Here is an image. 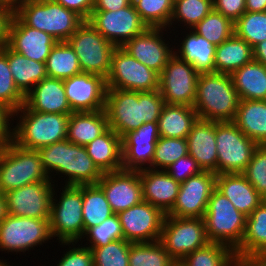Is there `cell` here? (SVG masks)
I'll use <instances>...</instances> for the list:
<instances>
[{"instance_id":"21","label":"cell","mask_w":266,"mask_h":266,"mask_svg":"<svg viewBox=\"0 0 266 266\" xmlns=\"http://www.w3.org/2000/svg\"><path fill=\"white\" fill-rule=\"evenodd\" d=\"M72 112L105 110L106 79L100 75L80 73L63 80Z\"/></svg>"},{"instance_id":"31","label":"cell","mask_w":266,"mask_h":266,"mask_svg":"<svg viewBox=\"0 0 266 266\" xmlns=\"http://www.w3.org/2000/svg\"><path fill=\"white\" fill-rule=\"evenodd\" d=\"M232 122L258 145L266 144V100H239Z\"/></svg>"},{"instance_id":"30","label":"cell","mask_w":266,"mask_h":266,"mask_svg":"<svg viewBox=\"0 0 266 266\" xmlns=\"http://www.w3.org/2000/svg\"><path fill=\"white\" fill-rule=\"evenodd\" d=\"M237 261L266 254V204L262 202L246 218L241 244L234 250Z\"/></svg>"},{"instance_id":"60","label":"cell","mask_w":266,"mask_h":266,"mask_svg":"<svg viewBox=\"0 0 266 266\" xmlns=\"http://www.w3.org/2000/svg\"><path fill=\"white\" fill-rule=\"evenodd\" d=\"M8 215L5 194L0 192V222Z\"/></svg>"},{"instance_id":"26","label":"cell","mask_w":266,"mask_h":266,"mask_svg":"<svg viewBox=\"0 0 266 266\" xmlns=\"http://www.w3.org/2000/svg\"><path fill=\"white\" fill-rule=\"evenodd\" d=\"M186 139L188 154L197 161L202 171L217 174L215 121L198 118Z\"/></svg>"},{"instance_id":"27","label":"cell","mask_w":266,"mask_h":266,"mask_svg":"<svg viewBox=\"0 0 266 266\" xmlns=\"http://www.w3.org/2000/svg\"><path fill=\"white\" fill-rule=\"evenodd\" d=\"M216 189L245 216H249L263 202V197L243 173L217 174Z\"/></svg>"},{"instance_id":"54","label":"cell","mask_w":266,"mask_h":266,"mask_svg":"<svg viewBox=\"0 0 266 266\" xmlns=\"http://www.w3.org/2000/svg\"><path fill=\"white\" fill-rule=\"evenodd\" d=\"M65 8L76 12L84 20H88L92 14L94 0H53Z\"/></svg>"},{"instance_id":"44","label":"cell","mask_w":266,"mask_h":266,"mask_svg":"<svg viewBox=\"0 0 266 266\" xmlns=\"http://www.w3.org/2000/svg\"><path fill=\"white\" fill-rule=\"evenodd\" d=\"M215 46H219L234 34V23L214 9L192 28Z\"/></svg>"},{"instance_id":"62","label":"cell","mask_w":266,"mask_h":266,"mask_svg":"<svg viewBox=\"0 0 266 266\" xmlns=\"http://www.w3.org/2000/svg\"><path fill=\"white\" fill-rule=\"evenodd\" d=\"M8 262H7V260L5 259V260H1L0 259V266H13V265H10V262L7 264Z\"/></svg>"},{"instance_id":"48","label":"cell","mask_w":266,"mask_h":266,"mask_svg":"<svg viewBox=\"0 0 266 266\" xmlns=\"http://www.w3.org/2000/svg\"><path fill=\"white\" fill-rule=\"evenodd\" d=\"M82 239L84 240L81 243L86 240L89 241L85 243V245L89 244L86 247H101L113 241L124 239L118 215L113 214L99 225L89 228Z\"/></svg>"},{"instance_id":"4","label":"cell","mask_w":266,"mask_h":266,"mask_svg":"<svg viewBox=\"0 0 266 266\" xmlns=\"http://www.w3.org/2000/svg\"><path fill=\"white\" fill-rule=\"evenodd\" d=\"M13 13L25 25L46 32L58 42L67 41L85 21L53 0H24L13 7Z\"/></svg>"},{"instance_id":"56","label":"cell","mask_w":266,"mask_h":266,"mask_svg":"<svg viewBox=\"0 0 266 266\" xmlns=\"http://www.w3.org/2000/svg\"><path fill=\"white\" fill-rule=\"evenodd\" d=\"M131 3L132 0H94L93 11H116Z\"/></svg>"},{"instance_id":"37","label":"cell","mask_w":266,"mask_h":266,"mask_svg":"<svg viewBox=\"0 0 266 266\" xmlns=\"http://www.w3.org/2000/svg\"><path fill=\"white\" fill-rule=\"evenodd\" d=\"M84 233L113 215L103 190L96 185H82Z\"/></svg>"},{"instance_id":"59","label":"cell","mask_w":266,"mask_h":266,"mask_svg":"<svg viewBox=\"0 0 266 266\" xmlns=\"http://www.w3.org/2000/svg\"><path fill=\"white\" fill-rule=\"evenodd\" d=\"M247 12H265L266 0H245Z\"/></svg>"},{"instance_id":"17","label":"cell","mask_w":266,"mask_h":266,"mask_svg":"<svg viewBox=\"0 0 266 266\" xmlns=\"http://www.w3.org/2000/svg\"><path fill=\"white\" fill-rule=\"evenodd\" d=\"M117 215L126 241L139 243L160 239L166 215L150 203L142 201Z\"/></svg>"},{"instance_id":"16","label":"cell","mask_w":266,"mask_h":266,"mask_svg":"<svg viewBox=\"0 0 266 266\" xmlns=\"http://www.w3.org/2000/svg\"><path fill=\"white\" fill-rule=\"evenodd\" d=\"M217 174L202 171L180 184L172 210L167 214L179 218H203L207 204L216 189Z\"/></svg>"},{"instance_id":"13","label":"cell","mask_w":266,"mask_h":266,"mask_svg":"<svg viewBox=\"0 0 266 266\" xmlns=\"http://www.w3.org/2000/svg\"><path fill=\"white\" fill-rule=\"evenodd\" d=\"M106 86L107 89L156 91L159 89V74L136 60L122 47H116L112 53Z\"/></svg>"},{"instance_id":"55","label":"cell","mask_w":266,"mask_h":266,"mask_svg":"<svg viewBox=\"0 0 266 266\" xmlns=\"http://www.w3.org/2000/svg\"><path fill=\"white\" fill-rule=\"evenodd\" d=\"M13 15V7L0 1V49L7 45L8 27Z\"/></svg>"},{"instance_id":"49","label":"cell","mask_w":266,"mask_h":266,"mask_svg":"<svg viewBox=\"0 0 266 266\" xmlns=\"http://www.w3.org/2000/svg\"><path fill=\"white\" fill-rule=\"evenodd\" d=\"M248 182L262 196H266V144L258 145L243 172Z\"/></svg>"},{"instance_id":"43","label":"cell","mask_w":266,"mask_h":266,"mask_svg":"<svg viewBox=\"0 0 266 266\" xmlns=\"http://www.w3.org/2000/svg\"><path fill=\"white\" fill-rule=\"evenodd\" d=\"M25 96L18 90L8 63V45L0 49V104L12 113L20 109Z\"/></svg>"},{"instance_id":"19","label":"cell","mask_w":266,"mask_h":266,"mask_svg":"<svg viewBox=\"0 0 266 266\" xmlns=\"http://www.w3.org/2000/svg\"><path fill=\"white\" fill-rule=\"evenodd\" d=\"M158 122L143 123L121 138L123 170L152 169L155 146L159 140Z\"/></svg>"},{"instance_id":"6","label":"cell","mask_w":266,"mask_h":266,"mask_svg":"<svg viewBox=\"0 0 266 266\" xmlns=\"http://www.w3.org/2000/svg\"><path fill=\"white\" fill-rule=\"evenodd\" d=\"M52 181L42 167L37 150L13 141L0 149V192L5 194L27 184Z\"/></svg>"},{"instance_id":"36","label":"cell","mask_w":266,"mask_h":266,"mask_svg":"<svg viewBox=\"0 0 266 266\" xmlns=\"http://www.w3.org/2000/svg\"><path fill=\"white\" fill-rule=\"evenodd\" d=\"M9 68L18 90L25 96L37 83L47 78L46 63L27 59L8 46Z\"/></svg>"},{"instance_id":"23","label":"cell","mask_w":266,"mask_h":266,"mask_svg":"<svg viewBox=\"0 0 266 266\" xmlns=\"http://www.w3.org/2000/svg\"><path fill=\"white\" fill-rule=\"evenodd\" d=\"M58 41L46 32L25 25L14 13L8 27L7 45L15 52L46 63L50 51Z\"/></svg>"},{"instance_id":"2","label":"cell","mask_w":266,"mask_h":266,"mask_svg":"<svg viewBox=\"0 0 266 266\" xmlns=\"http://www.w3.org/2000/svg\"><path fill=\"white\" fill-rule=\"evenodd\" d=\"M37 152L43 169L52 181L51 174L54 173V176L64 175L62 180L68 186L96 185L102 178L103 173L89 157L85 147L67 139L42 147Z\"/></svg>"},{"instance_id":"38","label":"cell","mask_w":266,"mask_h":266,"mask_svg":"<svg viewBox=\"0 0 266 266\" xmlns=\"http://www.w3.org/2000/svg\"><path fill=\"white\" fill-rule=\"evenodd\" d=\"M49 78L66 79L82 73L78 56L67 41L57 42L46 61Z\"/></svg>"},{"instance_id":"20","label":"cell","mask_w":266,"mask_h":266,"mask_svg":"<svg viewBox=\"0 0 266 266\" xmlns=\"http://www.w3.org/2000/svg\"><path fill=\"white\" fill-rule=\"evenodd\" d=\"M97 185L105 193L114 214L143 201L140 171L119 170L103 173Z\"/></svg>"},{"instance_id":"18","label":"cell","mask_w":266,"mask_h":266,"mask_svg":"<svg viewBox=\"0 0 266 266\" xmlns=\"http://www.w3.org/2000/svg\"><path fill=\"white\" fill-rule=\"evenodd\" d=\"M54 183L35 182L5 193L8 215L49 219Z\"/></svg>"},{"instance_id":"35","label":"cell","mask_w":266,"mask_h":266,"mask_svg":"<svg viewBox=\"0 0 266 266\" xmlns=\"http://www.w3.org/2000/svg\"><path fill=\"white\" fill-rule=\"evenodd\" d=\"M253 59V48L246 41L233 34L219 46H216L215 72L231 74Z\"/></svg>"},{"instance_id":"53","label":"cell","mask_w":266,"mask_h":266,"mask_svg":"<svg viewBox=\"0 0 266 266\" xmlns=\"http://www.w3.org/2000/svg\"><path fill=\"white\" fill-rule=\"evenodd\" d=\"M13 113L0 104V149L12 141ZM10 121V122H9ZM11 124V125H10Z\"/></svg>"},{"instance_id":"47","label":"cell","mask_w":266,"mask_h":266,"mask_svg":"<svg viewBox=\"0 0 266 266\" xmlns=\"http://www.w3.org/2000/svg\"><path fill=\"white\" fill-rule=\"evenodd\" d=\"M132 242L120 239L101 247H89L93 266H129V250Z\"/></svg>"},{"instance_id":"29","label":"cell","mask_w":266,"mask_h":266,"mask_svg":"<svg viewBox=\"0 0 266 266\" xmlns=\"http://www.w3.org/2000/svg\"><path fill=\"white\" fill-rule=\"evenodd\" d=\"M84 147L102 173L123 169L121 137L111 128Z\"/></svg>"},{"instance_id":"33","label":"cell","mask_w":266,"mask_h":266,"mask_svg":"<svg viewBox=\"0 0 266 266\" xmlns=\"http://www.w3.org/2000/svg\"><path fill=\"white\" fill-rule=\"evenodd\" d=\"M230 76L240 100H266V66L261 62L253 59Z\"/></svg>"},{"instance_id":"5","label":"cell","mask_w":266,"mask_h":266,"mask_svg":"<svg viewBox=\"0 0 266 266\" xmlns=\"http://www.w3.org/2000/svg\"><path fill=\"white\" fill-rule=\"evenodd\" d=\"M239 100L230 74L215 72L199 75L193 105L199 119L233 121Z\"/></svg>"},{"instance_id":"15","label":"cell","mask_w":266,"mask_h":266,"mask_svg":"<svg viewBox=\"0 0 266 266\" xmlns=\"http://www.w3.org/2000/svg\"><path fill=\"white\" fill-rule=\"evenodd\" d=\"M88 22L116 47H122L148 28L133 3L116 11H92Z\"/></svg>"},{"instance_id":"28","label":"cell","mask_w":266,"mask_h":266,"mask_svg":"<svg viewBox=\"0 0 266 266\" xmlns=\"http://www.w3.org/2000/svg\"><path fill=\"white\" fill-rule=\"evenodd\" d=\"M189 31V32H187ZM184 31L183 38L178 47L174 46V54L191 64L194 70L200 74L215 73L216 46L197 34L193 29ZM185 35V36H184Z\"/></svg>"},{"instance_id":"3","label":"cell","mask_w":266,"mask_h":266,"mask_svg":"<svg viewBox=\"0 0 266 266\" xmlns=\"http://www.w3.org/2000/svg\"><path fill=\"white\" fill-rule=\"evenodd\" d=\"M69 117L70 114L33 111L24 104L13 112L17 124L12 128V141L22 148L38 150L65 140Z\"/></svg>"},{"instance_id":"40","label":"cell","mask_w":266,"mask_h":266,"mask_svg":"<svg viewBox=\"0 0 266 266\" xmlns=\"http://www.w3.org/2000/svg\"><path fill=\"white\" fill-rule=\"evenodd\" d=\"M214 9L213 0H176L169 22V30L175 24L192 29ZM175 23V24H174ZM171 27V28H170Z\"/></svg>"},{"instance_id":"45","label":"cell","mask_w":266,"mask_h":266,"mask_svg":"<svg viewBox=\"0 0 266 266\" xmlns=\"http://www.w3.org/2000/svg\"><path fill=\"white\" fill-rule=\"evenodd\" d=\"M234 34L252 48L266 40V11L245 12L234 22Z\"/></svg>"},{"instance_id":"10","label":"cell","mask_w":266,"mask_h":266,"mask_svg":"<svg viewBox=\"0 0 266 266\" xmlns=\"http://www.w3.org/2000/svg\"><path fill=\"white\" fill-rule=\"evenodd\" d=\"M217 174L243 173L258 146L232 121H215Z\"/></svg>"},{"instance_id":"50","label":"cell","mask_w":266,"mask_h":266,"mask_svg":"<svg viewBox=\"0 0 266 266\" xmlns=\"http://www.w3.org/2000/svg\"><path fill=\"white\" fill-rule=\"evenodd\" d=\"M60 245L63 247L66 245L69 249L63 252L64 254L59 259L57 266H93V255L89 247H86L82 243L77 245V242H61Z\"/></svg>"},{"instance_id":"61","label":"cell","mask_w":266,"mask_h":266,"mask_svg":"<svg viewBox=\"0 0 266 266\" xmlns=\"http://www.w3.org/2000/svg\"><path fill=\"white\" fill-rule=\"evenodd\" d=\"M22 1H24V0H3V3L14 7L16 4H18L19 2H22Z\"/></svg>"},{"instance_id":"42","label":"cell","mask_w":266,"mask_h":266,"mask_svg":"<svg viewBox=\"0 0 266 266\" xmlns=\"http://www.w3.org/2000/svg\"><path fill=\"white\" fill-rule=\"evenodd\" d=\"M135 10L149 28H167L173 12L172 0H132Z\"/></svg>"},{"instance_id":"63","label":"cell","mask_w":266,"mask_h":266,"mask_svg":"<svg viewBox=\"0 0 266 266\" xmlns=\"http://www.w3.org/2000/svg\"><path fill=\"white\" fill-rule=\"evenodd\" d=\"M173 266H184L181 262H176Z\"/></svg>"},{"instance_id":"32","label":"cell","mask_w":266,"mask_h":266,"mask_svg":"<svg viewBox=\"0 0 266 266\" xmlns=\"http://www.w3.org/2000/svg\"><path fill=\"white\" fill-rule=\"evenodd\" d=\"M109 128L105 110L72 112L68 120L67 140L85 146Z\"/></svg>"},{"instance_id":"11","label":"cell","mask_w":266,"mask_h":266,"mask_svg":"<svg viewBox=\"0 0 266 266\" xmlns=\"http://www.w3.org/2000/svg\"><path fill=\"white\" fill-rule=\"evenodd\" d=\"M52 239L49 219L7 215L0 222V251L23 253ZM38 245V246H37Z\"/></svg>"},{"instance_id":"41","label":"cell","mask_w":266,"mask_h":266,"mask_svg":"<svg viewBox=\"0 0 266 266\" xmlns=\"http://www.w3.org/2000/svg\"><path fill=\"white\" fill-rule=\"evenodd\" d=\"M175 263L159 240L130 245L129 266H173Z\"/></svg>"},{"instance_id":"46","label":"cell","mask_w":266,"mask_h":266,"mask_svg":"<svg viewBox=\"0 0 266 266\" xmlns=\"http://www.w3.org/2000/svg\"><path fill=\"white\" fill-rule=\"evenodd\" d=\"M187 154V139L159 137L155 146L152 170H165L168 166Z\"/></svg>"},{"instance_id":"9","label":"cell","mask_w":266,"mask_h":266,"mask_svg":"<svg viewBox=\"0 0 266 266\" xmlns=\"http://www.w3.org/2000/svg\"><path fill=\"white\" fill-rule=\"evenodd\" d=\"M78 56L82 72L107 78L116 46L85 20L67 40Z\"/></svg>"},{"instance_id":"64","label":"cell","mask_w":266,"mask_h":266,"mask_svg":"<svg viewBox=\"0 0 266 266\" xmlns=\"http://www.w3.org/2000/svg\"><path fill=\"white\" fill-rule=\"evenodd\" d=\"M263 202L266 204V196L263 197Z\"/></svg>"},{"instance_id":"25","label":"cell","mask_w":266,"mask_h":266,"mask_svg":"<svg viewBox=\"0 0 266 266\" xmlns=\"http://www.w3.org/2000/svg\"><path fill=\"white\" fill-rule=\"evenodd\" d=\"M24 104L33 111L71 114L62 79L45 78L26 95Z\"/></svg>"},{"instance_id":"22","label":"cell","mask_w":266,"mask_h":266,"mask_svg":"<svg viewBox=\"0 0 266 266\" xmlns=\"http://www.w3.org/2000/svg\"><path fill=\"white\" fill-rule=\"evenodd\" d=\"M164 31L169 30L148 27L143 33L127 41L122 48L160 75L168 60L174 55V45H169L170 43L163 37Z\"/></svg>"},{"instance_id":"39","label":"cell","mask_w":266,"mask_h":266,"mask_svg":"<svg viewBox=\"0 0 266 266\" xmlns=\"http://www.w3.org/2000/svg\"><path fill=\"white\" fill-rule=\"evenodd\" d=\"M184 266H237L234 251L225 244L209 242L180 261Z\"/></svg>"},{"instance_id":"52","label":"cell","mask_w":266,"mask_h":266,"mask_svg":"<svg viewBox=\"0 0 266 266\" xmlns=\"http://www.w3.org/2000/svg\"><path fill=\"white\" fill-rule=\"evenodd\" d=\"M213 6L233 23L246 12L245 0H213Z\"/></svg>"},{"instance_id":"14","label":"cell","mask_w":266,"mask_h":266,"mask_svg":"<svg viewBox=\"0 0 266 266\" xmlns=\"http://www.w3.org/2000/svg\"><path fill=\"white\" fill-rule=\"evenodd\" d=\"M199 74L175 54L159 75V92L165 104L193 107Z\"/></svg>"},{"instance_id":"51","label":"cell","mask_w":266,"mask_h":266,"mask_svg":"<svg viewBox=\"0 0 266 266\" xmlns=\"http://www.w3.org/2000/svg\"><path fill=\"white\" fill-rule=\"evenodd\" d=\"M165 171L179 183L186 181L189 177H193L202 172V169L199 167L197 161L187 154L184 157H181L173 164L168 166Z\"/></svg>"},{"instance_id":"58","label":"cell","mask_w":266,"mask_h":266,"mask_svg":"<svg viewBox=\"0 0 266 266\" xmlns=\"http://www.w3.org/2000/svg\"><path fill=\"white\" fill-rule=\"evenodd\" d=\"M253 58L266 66V40L253 47Z\"/></svg>"},{"instance_id":"34","label":"cell","mask_w":266,"mask_h":266,"mask_svg":"<svg viewBox=\"0 0 266 266\" xmlns=\"http://www.w3.org/2000/svg\"><path fill=\"white\" fill-rule=\"evenodd\" d=\"M197 120L193 107L165 104L158 119L160 137L186 139Z\"/></svg>"},{"instance_id":"7","label":"cell","mask_w":266,"mask_h":266,"mask_svg":"<svg viewBox=\"0 0 266 266\" xmlns=\"http://www.w3.org/2000/svg\"><path fill=\"white\" fill-rule=\"evenodd\" d=\"M246 218L227 197L215 189L203 217L209 241L225 244L234 251L241 244Z\"/></svg>"},{"instance_id":"1","label":"cell","mask_w":266,"mask_h":266,"mask_svg":"<svg viewBox=\"0 0 266 266\" xmlns=\"http://www.w3.org/2000/svg\"><path fill=\"white\" fill-rule=\"evenodd\" d=\"M165 102L159 90L131 91L107 89L105 112L108 125L121 138L143 123L158 122Z\"/></svg>"},{"instance_id":"12","label":"cell","mask_w":266,"mask_h":266,"mask_svg":"<svg viewBox=\"0 0 266 266\" xmlns=\"http://www.w3.org/2000/svg\"><path fill=\"white\" fill-rule=\"evenodd\" d=\"M159 241L176 262L210 242L203 218L168 215L164 218Z\"/></svg>"},{"instance_id":"24","label":"cell","mask_w":266,"mask_h":266,"mask_svg":"<svg viewBox=\"0 0 266 266\" xmlns=\"http://www.w3.org/2000/svg\"><path fill=\"white\" fill-rule=\"evenodd\" d=\"M143 201L150 203L167 215L175 203L180 184L165 170H140Z\"/></svg>"},{"instance_id":"8","label":"cell","mask_w":266,"mask_h":266,"mask_svg":"<svg viewBox=\"0 0 266 266\" xmlns=\"http://www.w3.org/2000/svg\"><path fill=\"white\" fill-rule=\"evenodd\" d=\"M55 190L52 193L49 217L52 239L57 237L59 243H78L84 235L82 185H64L59 196Z\"/></svg>"},{"instance_id":"57","label":"cell","mask_w":266,"mask_h":266,"mask_svg":"<svg viewBox=\"0 0 266 266\" xmlns=\"http://www.w3.org/2000/svg\"><path fill=\"white\" fill-rule=\"evenodd\" d=\"M237 266H266V254L251 256L237 261Z\"/></svg>"}]
</instances>
